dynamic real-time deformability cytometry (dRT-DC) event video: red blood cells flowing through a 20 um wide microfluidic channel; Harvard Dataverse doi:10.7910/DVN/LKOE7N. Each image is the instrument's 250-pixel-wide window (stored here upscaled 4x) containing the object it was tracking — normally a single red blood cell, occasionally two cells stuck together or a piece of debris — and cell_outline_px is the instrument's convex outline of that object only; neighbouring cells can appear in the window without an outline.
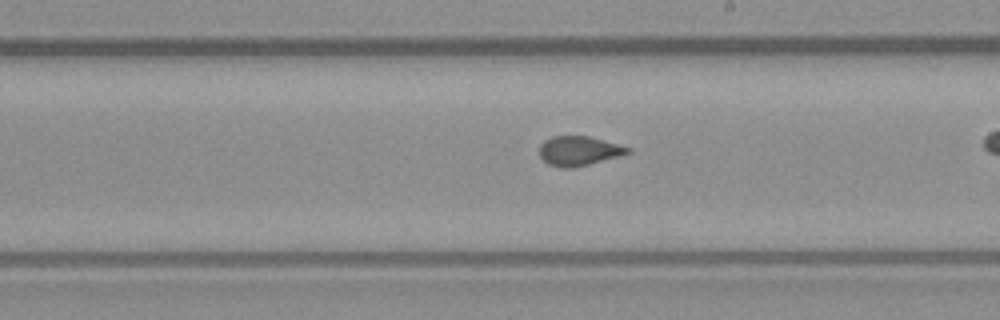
{"species": "common noctule bat (a hibernating species)", "species_latin": "Nyctalus noctula", "temperature_condition": "warm", "stored_images_in_passage": 27, "camera_frame_rate_fps": 3000, "um_per_image_px": 0.085, "animal": {"sex": "male", "body_mass_g": 23.1, "forearm_length_mm": 52.7}, "frame": {"image": 1, "passage_image": 16, "time_ms": 5.0, "image_size_px": [1000, 320], "cell_outline_px": [[632, 152], [620, 156], [572, 168], [560, 168], [548, 164], [540, 156], [540, 144], [544, 140], [552, 136], [588, 136], [632, 148]], "centroid_in_image_um": [49.2, 12.82], "position_along_channel_um": 239.8, "area_um2": 15.14}}